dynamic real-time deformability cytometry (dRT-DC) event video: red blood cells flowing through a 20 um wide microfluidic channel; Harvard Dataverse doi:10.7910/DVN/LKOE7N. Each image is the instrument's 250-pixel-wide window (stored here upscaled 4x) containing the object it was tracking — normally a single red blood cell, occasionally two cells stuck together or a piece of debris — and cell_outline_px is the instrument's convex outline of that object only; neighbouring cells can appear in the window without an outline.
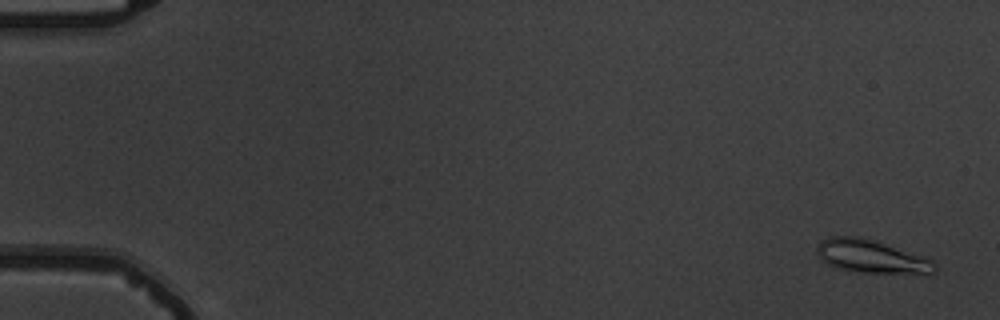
{"species": "common noctule bat (a hibernating species)", "species_latin": "Nyctalus noctula", "temperature_condition": "warm", "stored_images_in_passage": 6, "camera_frame_rate_fps": 3000, "um_per_image_px": 0.085, "animal": {"sex": "male", "body_mass_g": 19.5, "forearm_length_mm": 54.6}, "frame": {"image": 1, "passage_image": 1, "time_ms": 0.0, "image_size_px": [1000, 320], "cell_outline_px": [[936, 272], [856, 272], [840, 268], [828, 264], [816, 252], [816, 248], [820, 240], [832, 236], [856, 236], [872, 240], [924, 256], [932, 260], [936, 264]], "centroid_in_image_um": [74.02, 21.78], "position_along_channel_um": 11.0, "area_um2": 22.08}}